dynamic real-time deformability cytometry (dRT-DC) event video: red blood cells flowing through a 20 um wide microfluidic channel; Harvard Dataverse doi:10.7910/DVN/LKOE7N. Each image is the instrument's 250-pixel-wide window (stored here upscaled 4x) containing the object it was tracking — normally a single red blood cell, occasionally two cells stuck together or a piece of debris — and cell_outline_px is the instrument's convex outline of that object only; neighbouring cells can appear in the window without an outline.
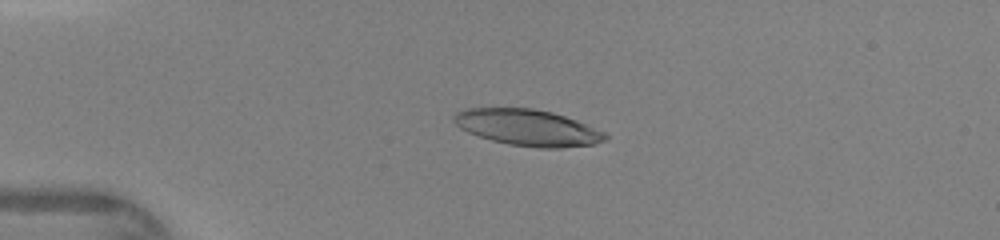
{"species": "human", "species_latin": "Homo sapiens", "temperature_condition": "warm", "stored_images_in_passage": 41, "camera_frame_rate_fps": 3000, "um_per_image_px": 0.085, "donor": {"sex": "female"}, "frame": {"image": 1, "passage_image": 6, "time_ms": 1.667, "image_size_px": [1000, 240], "cell_outline_px": [[608, 136], [604, 140], [592, 144], [560, 148], [540, 148], [508, 144], [492, 140], [468, 132], [460, 128], [452, 120], [452, 116], [456, 112], [464, 108], [532, 108], [552, 112], [576, 120], [608, 132]], "centroid_in_image_um": [44.85, 10.84], "position_along_channel_um": 40.1, "area_um2": 32.02}}
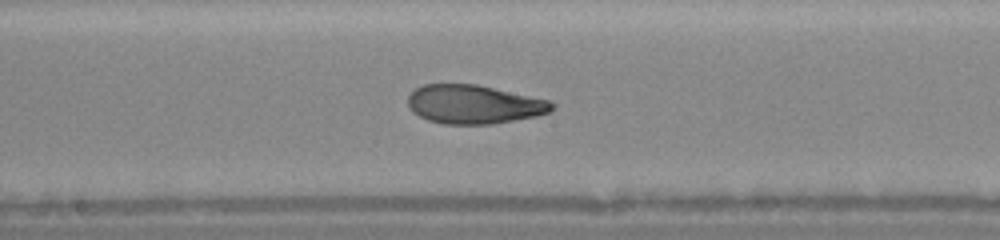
{"frame": {"image": 2, "passage_image": 20, "time_ms": 6.333, "image_size_px": [1000, 240], "cell_outline_px": [[556, 108], [548, 112], [536, 116], [492, 124], [444, 124], [428, 120], [412, 112], [408, 108], [408, 96], [416, 88], [424, 84], [476, 84], [548, 100], [556, 104]], "centroid_in_image_um": [40.27, 8.87], "position_along_channel_um": 207.9, "area_um2": 32.48}}
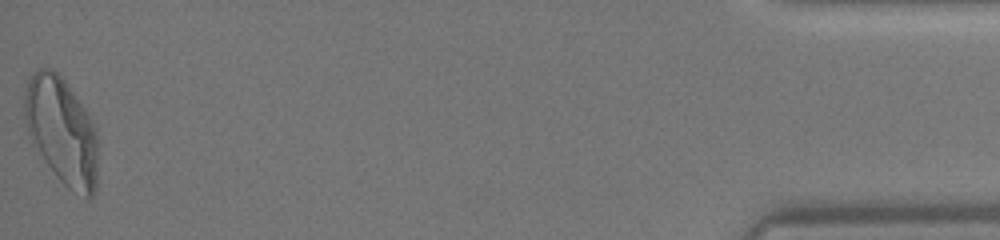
{"frame": {"image": 3, "passage_image": 41, "time_ms": 13.333, "image_size_px": [1000, 240], "cell_outline_px": [[96, 188], [92, 196], [88, 200], [68, 188], [56, 176], [32, 144], [28, 132], [24, 116], [24, 96], [28, 80], [32, 72], [36, 68], [52, 68], [64, 80], [84, 108], [96, 128]], "centroid_in_image_um": [5.22, 11.12], "position_along_channel_um": 430.0, "area_um2": 45.55}}